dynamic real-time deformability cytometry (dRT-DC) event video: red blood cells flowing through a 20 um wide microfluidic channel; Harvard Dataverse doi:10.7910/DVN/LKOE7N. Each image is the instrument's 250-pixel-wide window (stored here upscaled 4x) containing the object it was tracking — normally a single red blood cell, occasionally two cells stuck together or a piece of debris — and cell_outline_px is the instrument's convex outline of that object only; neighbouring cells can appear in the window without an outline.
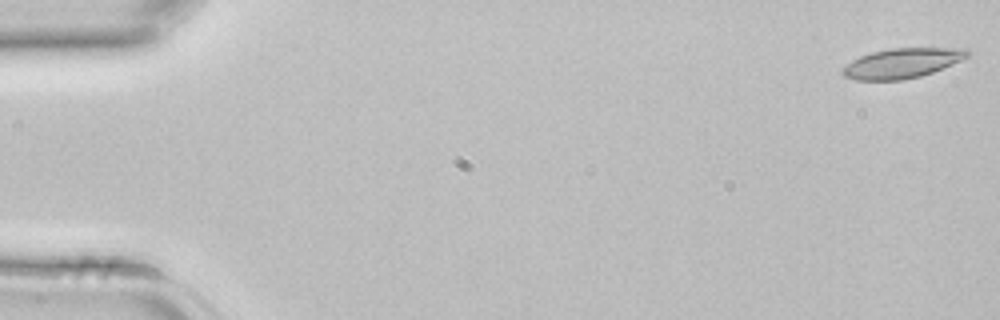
{"species": "common noctule bat (a hibernating species)", "species_latin": "Nyctalus noctula", "temperature_condition": "room temperature", "stored_images_in_passage": 4, "camera_frame_rate_fps": 3000, "um_per_image_px": 0.085, "animal": {"sex": "female", "body_mass_g": 22.7, "forearm_length_mm": 54.2}, "frame": {"image": 1, "passage_image": 1, "time_ms": 0.0, "image_size_px": [1000, 320], "cell_outline_px": [[972, 56], [932, 72], [920, 76], [900, 80], [856, 80], [844, 76], [840, 72], [852, 60], [860, 56], [872, 52], [892, 48], [968, 48], [972, 52]], "centroid_in_image_um": [76.73, 5.36], "position_along_channel_um": 8.3, "area_um2": 21.73}}
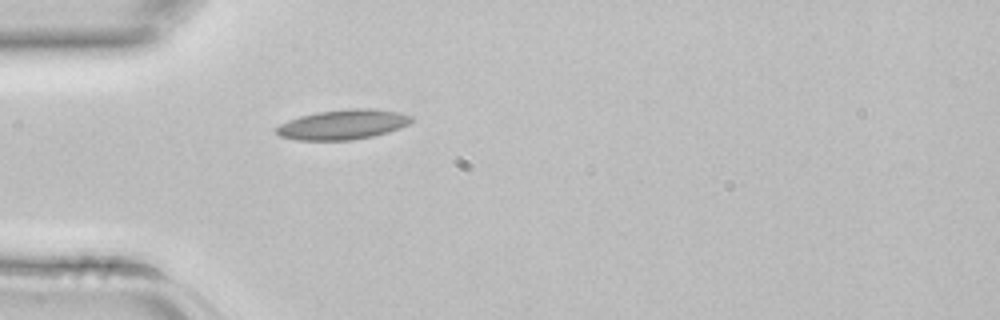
{"frame": {"image": 2, "passage_image": 4, "time_ms": 1.0, "image_size_px": [1000, 320], "cell_outline_px": [[412, 120], [408, 124], [400, 128], [388, 132], [372, 136], [352, 140], [296, 140], [280, 136], [276, 132], [276, 128], [280, 124], [288, 120], [300, 116], [316, 112], [348, 108], [372, 108], [396, 112], [412, 116]], "centroid_in_image_um": [29.13, 10.58], "position_along_channel_um": 55.9, "area_um2": 23.47}}